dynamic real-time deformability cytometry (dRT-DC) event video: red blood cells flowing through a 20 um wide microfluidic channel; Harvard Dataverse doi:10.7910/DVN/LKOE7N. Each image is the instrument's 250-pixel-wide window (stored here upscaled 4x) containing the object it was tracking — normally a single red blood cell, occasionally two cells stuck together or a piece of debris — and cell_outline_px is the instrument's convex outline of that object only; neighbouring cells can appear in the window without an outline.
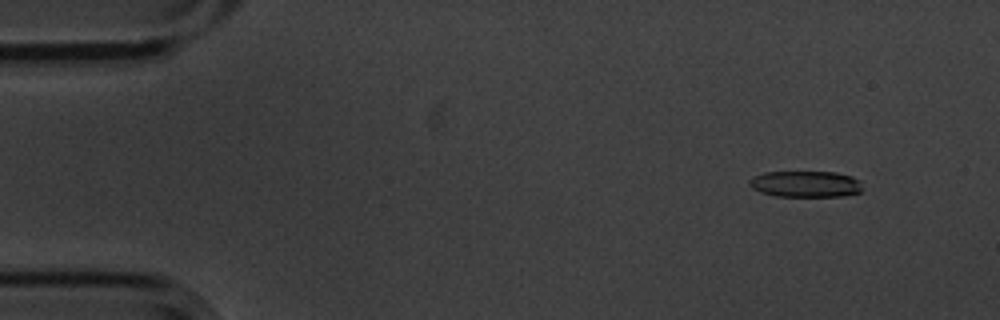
{"species": "common noctule bat (a hibernating species)", "species_latin": "Nyctalus noctula", "temperature_condition": "cold", "stored_images_in_passage": 54, "camera_frame_rate_fps": 3000, "um_per_image_px": 0.085, "animal": {"sex": "male", "body_mass_g": 20.1, "forearm_length_mm": 53.5}, "frame": {"image": 1, "passage_image": 3, "time_ms": 0.667, "image_size_px": [1000, 320], "cell_outline_px": [[860, 192], [844, 196], [776, 196], [760, 192], [752, 188], [748, 184], [748, 180], [752, 176], [764, 172], [836, 172], [852, 176], [860, 180]], "centroid_in_image_um": [68.43, 15.63], "position_along_channel_um": 16.6, "area_um2": 17.4}}
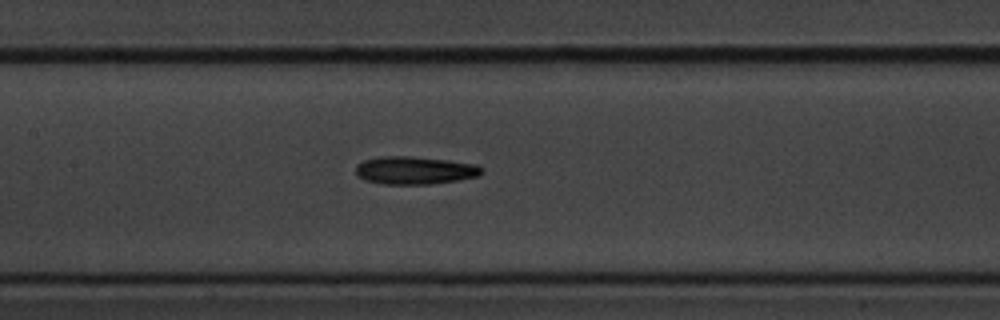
{"frame": {"image": 2, "passage_image": 24, "time_ms": 7.667, "image_size_px": [1000, 320], "cell_outline_px": [[484, 172], [480, 176], [456, 180], [428, 184], [384, 184], [364, 180], [356, 176], [356, 164], [364, 160], [380, 156], [408, 156], [448, 160], [476, 164], [484, 168]], "centroid_in_image_um": [35.25, 14.47], "position_along_channel_um": 172.1, "area_um2": 20.58}}
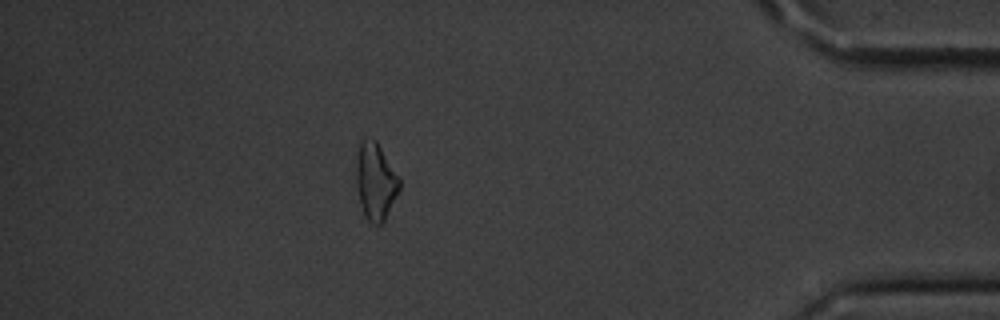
{"frame": {"image": 3, "passage_image": 47, "time_ms": 15.333, "image_size_px": [1000, 320], "cell_outline_px": [[400, 188], [384, 220], [380, 224], [372, 224], [364, 216], [360, 204], [356, 184], [356, 156], [360, 140], [376, 140], [400, 176]], "centroid_in_image_um": [31.91, 15.4], "position_along_channel_um": 403.3, "area_um2": 19.48}, "authors_computed_cell_mechanics": {"area_um2": 19.4497, "velocity_mm_per_s": 3.5852, "shape_relaxation_time_tau1_ms": 2.7874, "shape_relaxation_time_tau2_ms": null, "deformation_change_tau1": 0.1004, "deformation_change_tau2": null}}